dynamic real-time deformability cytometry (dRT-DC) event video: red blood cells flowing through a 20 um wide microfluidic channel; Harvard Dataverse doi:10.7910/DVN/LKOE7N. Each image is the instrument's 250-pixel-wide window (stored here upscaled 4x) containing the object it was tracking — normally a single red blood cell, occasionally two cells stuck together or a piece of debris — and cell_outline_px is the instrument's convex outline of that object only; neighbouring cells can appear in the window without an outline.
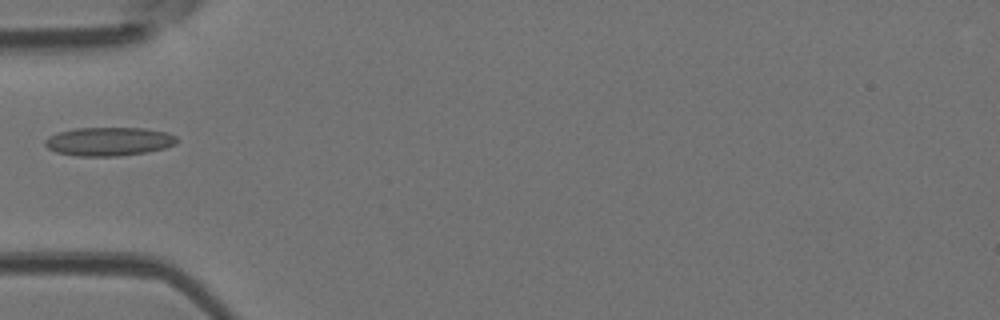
{"species": "Egyptian fruit bat (a non-hibernating species)", "species_latin": "Rousettus aegyptiacus", "temperature_condition": "room temperature", "stored_images_in_passage": 2, "camera_frame_rate_fps": 3000, "um_per_image_px": 0.085, "animal": {"sex": "female"}, "frame": {"image": 1, "passage_image": 1, "time_ms": 0.0, "image_size_px": [1000, 320], "cell_outline_px": [[176, 144], [164, 148], [148, 152], [120, 156], [76, 156], [56, 152], [48, 148], [44, 144], [44, 140], [48, 136], [56, 132], [76, 128], [144, 128], [168, 132], [176, 136]], "centroid_in_image_um": [9.23, 12.02], "position_along_channel_um": 75.8, "area_um2": 22.2}}
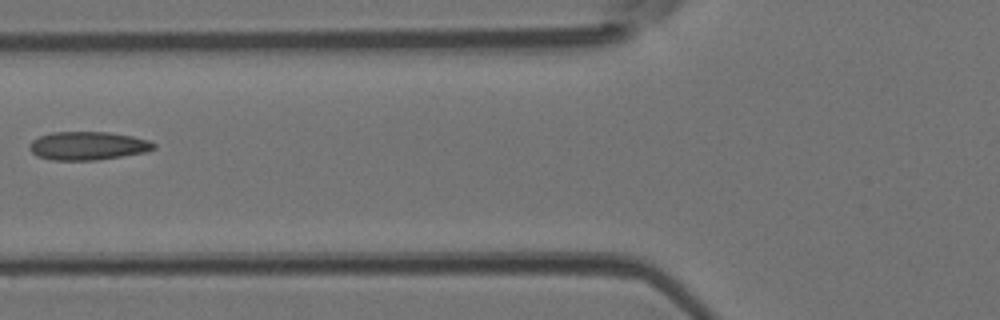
{"frame": {"image": 2, "passage_image": 2, "time_ms": 0.333, "image_size_px": [1000, 320], "cell_outline_px": [[156, 148], [144, 152], [96, 160], [52, 160], [36, 156], [28, 148], [28, 144], [32, 140], [40, 136], [52, 132], [108, 132], [132, 136], [148, 140], [156, 144]], "centroid_in_image_um": [7.43, 12.39], "position_along_channel_um": 118.4, "area_um2": 20.52}}